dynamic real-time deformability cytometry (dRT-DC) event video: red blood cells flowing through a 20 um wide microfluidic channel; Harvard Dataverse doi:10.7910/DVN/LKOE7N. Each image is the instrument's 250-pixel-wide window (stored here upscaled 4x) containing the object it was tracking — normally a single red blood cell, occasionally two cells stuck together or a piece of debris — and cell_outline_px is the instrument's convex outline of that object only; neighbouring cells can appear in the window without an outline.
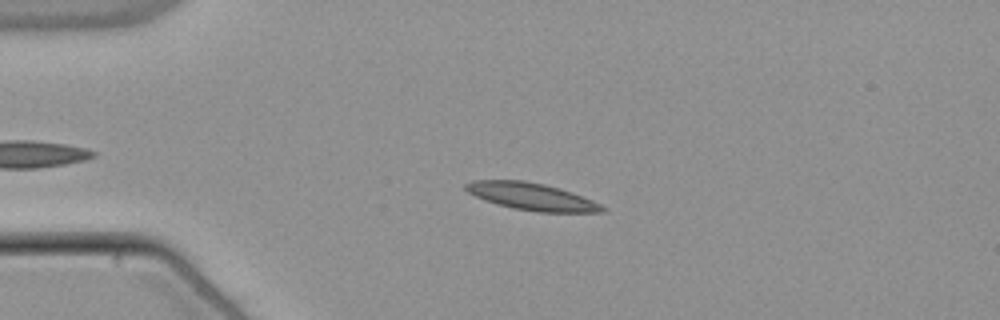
{"species": "common noctule bat (a hibernating species)", "species_latin": "Nyctalus noctula", "temperature_condition": "warm", "stored_images_in_passage": 48, "camera_frame_rate_fps": 3000, "um_per_image_px": 0.085, "animal": {"sex": "male", "body_mass_g": 21.5, "forearm_length_mm": 52.0}, "frame": {"image": 1, "passage_image": 12, "time_ms": 3.667, "image_size_px": [1000, 320], "cell_outline_px": [[608, 208], [604, 212], [536, 212], [512, 208], [496, 204], [484, 200], [468, 192], [464, 188], [464, 184], [472, 180], [524, 180], [544, 184], [560, 188], [572, 192], [592, 200]], "centroid_in_image_um": [45.18, 16.7], "position_along_channel_um": 39.8, "area_um2": 21.79}}
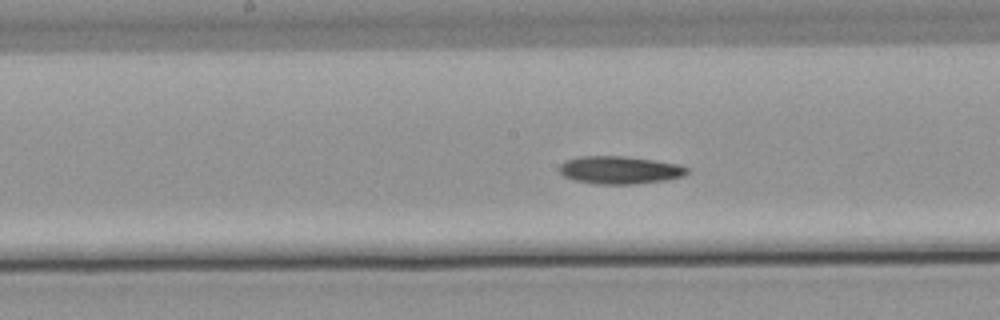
{"frame": {"image": 2, "passage_image": 27, "time_ms": 8.667, "image_size_px": [1000, 320], "cell_outline_px": [[688, 172], [684, 176], [664, 180], [632, 184], [592, 184], [572, 180], [564, 176], [560, 172], [560, 164], [564, 160], [580, 156], [628, 156], [680, 164], [688, 168]], "centroid_in_image_um": [52.65, 14.45], "position_along_channel_um": 195.5, "area_um2": 20.87}}
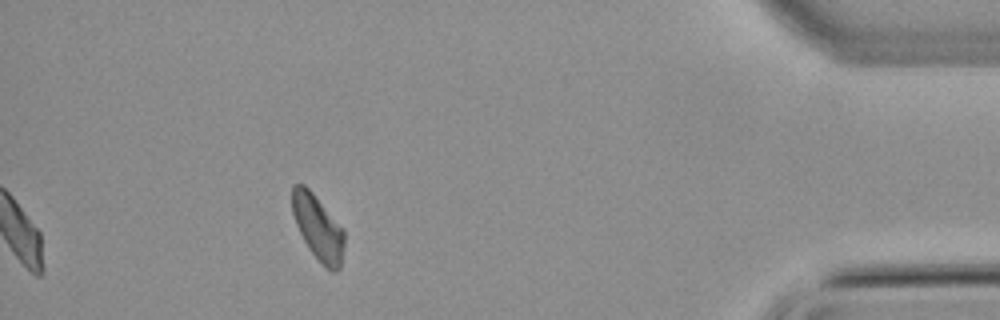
{"frame": {"image": 3, "passage_image": 48, "time_ms": 15.667, "image_size_px": [1000, 320], "cell_outline_px": [[344, 244], [340, 268], [336, 272], [328, 272], [324, 268], [308, 248], [296, 224], [292, 212], [292, 184], [304, 184], [312, 192], [344, 228]], "centroid_in_image_um": [27.04, 19.38], "position_along_channel_um": 408.2, "area_um2": 19.94}, "authors_computed_cell_mechanics": {"area_um2": 20.6924, "velocity_mm_per_s": 3.7905, "shape_relaxation_time_tau1_ms": null, "shape_relaxation_time_tau2_ms": 8.4207, "deformation_change_tau1": null, "deformation_change_tau2": 0.1262}}